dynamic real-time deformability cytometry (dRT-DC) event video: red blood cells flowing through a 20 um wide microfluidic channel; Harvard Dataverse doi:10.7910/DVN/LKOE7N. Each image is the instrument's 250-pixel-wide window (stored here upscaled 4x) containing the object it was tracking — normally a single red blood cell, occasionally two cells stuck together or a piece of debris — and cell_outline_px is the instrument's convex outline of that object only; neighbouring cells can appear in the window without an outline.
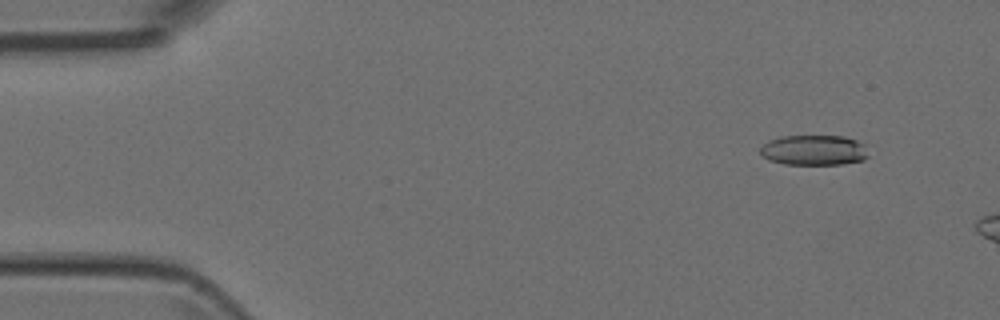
{"species": "Egyptian fruit bat (a non-hibernating species)", "species_latin": "Rousettus aegyptiacus", "temperature_condition": "room temperature", "stored_images_in_passage": 4, "camera_frame_rate_fps": 3000, "um_per_image_px": 0.085, "animal": {"sex": "female"}, "frame": {"image": 1, "passage_image": 2, "time_ms": 1.333, "image_size_px": [1000, 320], "cell_outline_px": [[872, 144], [868, 156], [864, 160], [840, 164], [784, 164], [768, 160], [760, 156], [760, 148], [768, 140], [780, 136], [844, 136]], "centroid_in_image_um": [69.26, 12.75], "position_along_channel_um": 15.7, "area_um2": 19.71}}